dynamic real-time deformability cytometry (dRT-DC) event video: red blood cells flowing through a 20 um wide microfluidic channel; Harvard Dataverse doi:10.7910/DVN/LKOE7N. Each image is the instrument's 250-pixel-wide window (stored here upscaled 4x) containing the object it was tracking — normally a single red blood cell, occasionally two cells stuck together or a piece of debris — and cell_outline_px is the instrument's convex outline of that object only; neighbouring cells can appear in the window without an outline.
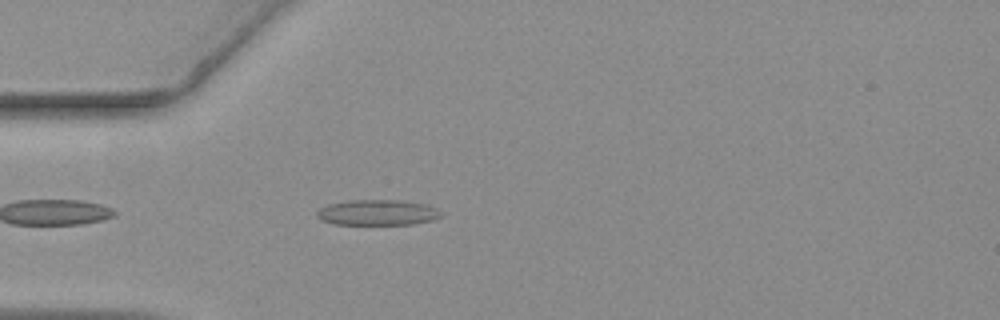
{"species": "common noctule bat (a hibernating species)", "species_latin": "Nyctalus noctula", "temperature_condition": "warm", "stored_images_in_passage": 41, "camera_frame_rate_fps": 3000, "um_per_image_px": 0.085, "animal": {"sex": "female", "body_mass_g": 19.3, "forearm_length_mm": 54.1}, "frame": {"image": 1, "passage_image": 4, "time_ms": 1.0, "image_size_px": [1000, 320], "cell_outline_px": [[444, 212], [440, 216], [432, 220], [412, 224], [332, 224], [320, 220], [316, 216], [316, 212], [320, 208], [328, 204], [348, 200], [400, 200], [424, 204], [436, 208]], "centroid_in_image_um": [32.06, 18.06], "position_along_channel_um": 52.9, "area_um2": 18.55}}
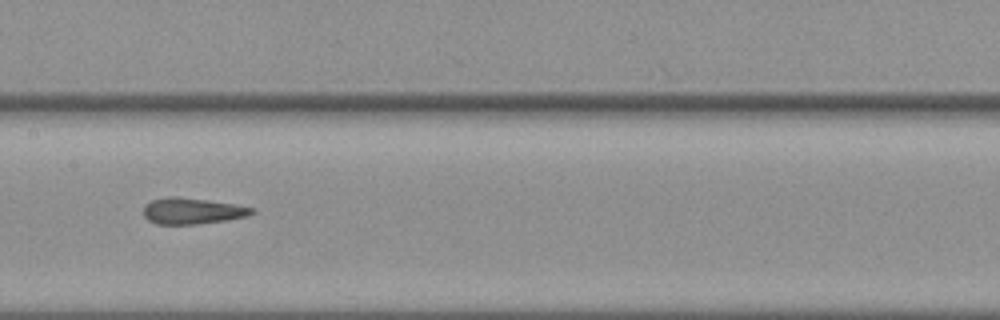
{"frame": {"image": 2, "passage_image": 16, "time_ms": 5.0, "image_size_px": [1000, 320], "cell_outline_px": [[256, 212], [248, 216], [224, 220], [196, 224], [156, 224], [148, 220], [144, 216], [144, 204], [152, 200], [168, 196], [176, 196], [236, 204], [256, 208]], "centroid_in_image_um": [16.35, 17.92], "position_along_channel_um": 191.1, "area_um2": 16.59}}
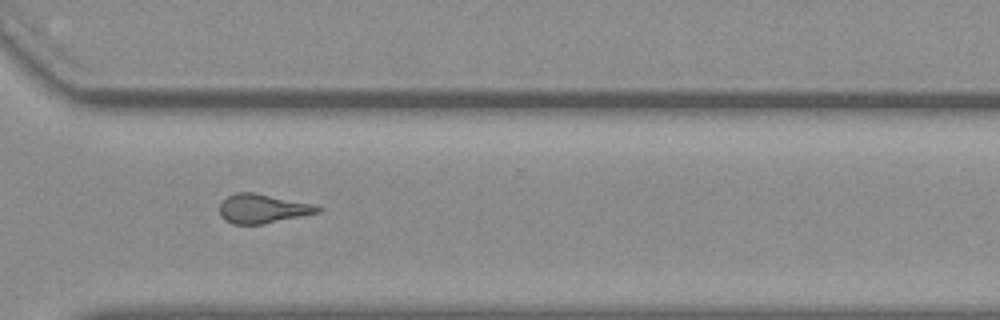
{"frame": {"image": 3, "passage_image": 29, "time_ms": 9.333, "image_size_px": [1000, 320], "cell_outline_px": [[324, 208], [320, 212], [264, 224], [232, 224], [224, 220], [220, 216], [220, 204], [228, 196], [236, 192], [256, 192], [312, 204]], "centroid_in_image_um": [22.31, 17.73], "position_along_channel_um": 348.3, "area_um2": 16.7}, "authors_computed_cell_mechanics": {"area_um2": 16.6464, "velocity_mm_per_s": 3.6452, "shape_relaxation_time_tau1_ms": null, "shape_relaxation_time_tau2_ms": 2.6753, "deformation_change_tau1": null, "deformation_change_tau2": 0.1169}}